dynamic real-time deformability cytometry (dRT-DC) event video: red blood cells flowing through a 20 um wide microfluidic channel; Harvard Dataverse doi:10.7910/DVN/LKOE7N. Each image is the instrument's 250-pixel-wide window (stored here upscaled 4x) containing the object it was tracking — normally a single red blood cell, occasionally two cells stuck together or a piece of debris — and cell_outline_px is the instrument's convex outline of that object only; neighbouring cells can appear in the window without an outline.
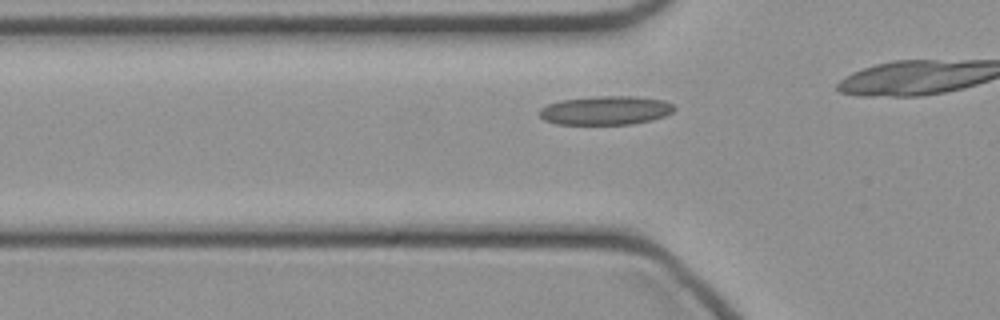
{"species": "common noctule bat (a hibernating species)", "species_latin": "Nyctalus noctula", "temperature_condition": "cold", "stored_images_in_passage": 9, "camera_frame_rate_fps": 3000, "um_per_image_px": 0.085, "animal": {"sex": "female", "body_mass_g": 21.9}, "frame": {"image": 1, "passage_image": 4, "time_ms": 1.0, "image_size_px": [1000, 320], "cell_outline_px": [[676, 108], [672, 112], [664, 116], [652, 120], [632, 124], [556, 124], [544, 120], [540, 116], [540, 108], [548, 104], [560, 100], [596, 96], [636, 96], [664, 100], [672, 104]], "centroid_in_image_um": [51.49, 9.38], "position_along_channel_um": 74.3, "area_um2": 22.72}}
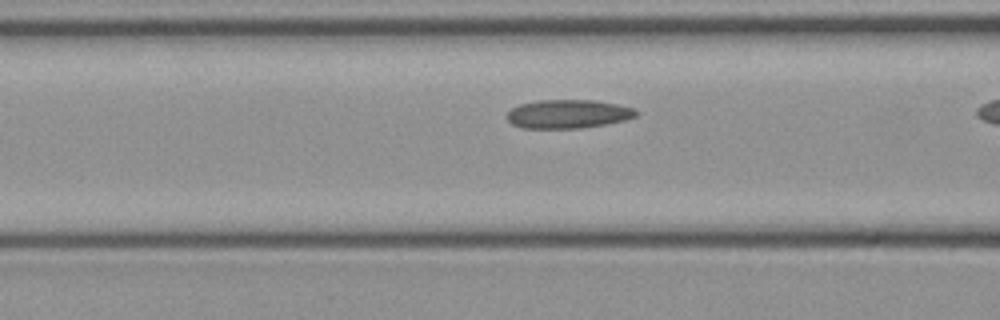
{"frame": {"image": 2, "passage_image": 7, "time_ms": 2.0, "image_size_px": [1000, 320], "cell_outline_px": [[640, 112], [636, 116], [624, 120], [604, 124], [580, 128], [524, 128], [512, 124], [504, 116], [512, 108], [520, 104], [540, 100], [592, 100], [616, 104], [636, 108]], "centroid_in_image_um": [48.28, 9.68], "position_along_channel_um": 118.3, "area_um2": 21.56}}